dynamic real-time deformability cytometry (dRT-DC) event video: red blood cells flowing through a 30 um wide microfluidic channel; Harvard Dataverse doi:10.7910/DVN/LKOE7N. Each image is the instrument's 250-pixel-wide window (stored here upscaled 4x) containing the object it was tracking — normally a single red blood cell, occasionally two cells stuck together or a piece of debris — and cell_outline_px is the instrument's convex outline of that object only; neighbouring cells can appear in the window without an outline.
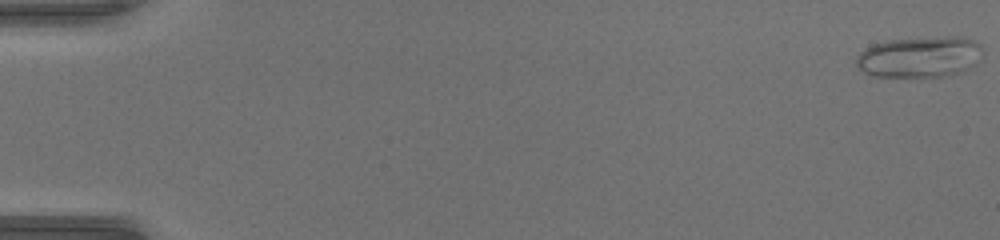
{"species": "common noctule bat (a hibernating species)", "species_latin": "Nyctalus noctula", "temperature_condition": "warm", "stored_images_in_passage": 51, "camera_frame_rate_fps": 3000, "um_per_image_px": 0.085, "animal": {"sex": "female", "body_mass_g": 17.0, "forearm_length_mm": 48.0}, "frame": {"image": 1, "passage_image": 1, "time_ms": 0.0, "image_size_px": [1000, 240], "cell_outline_px": [[984, 56], [976, 64], [964, 72], [944, 76], [872, 76], [864, 72], [856, 64], [856, 56], [864, 48], [872, 44], [884, 40], [948, 36], [964, 36], [980, 44], [984, 52]], "centroid_in_image_um": [78.22, 4.82], "position_along_channel_um": 6.8, "area_um2": 30.75}}
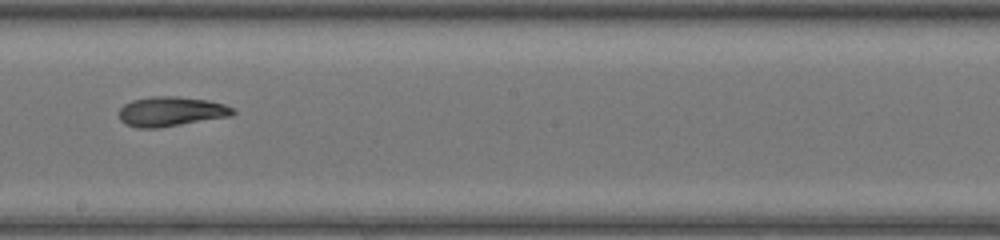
{"frame": {"image": 2, "passage_image": 30, "time_ms": 9.667, "image_size_px": [1000, 240], "cell_outline_px": [[236, 112], [232, 116], [160, 128], [136, 128], [124, 124], [120, 120], [120, 108], [124, 104], [132, 100], [152, 96], [176, 96], [208, 100], [224, 104], [236, 108]], "centroid_in_image_um": [14.56, 9.48], "position_along_channel_um": 233.6, "area_um2": 20.0}}
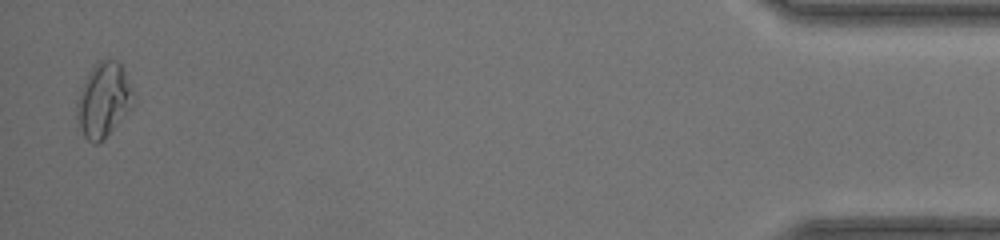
{"frame": {"image": 3, "passage_image": 50, "time_ms": 16.333, "image_size_px": [1000, 240], "cell_outline_px": [[136, 96], [132, 108], [104, 140], [96, 144], [92, 144], [84, 136], [80, 128], [76, 116], [76, 104], [80, 88], [92, 68], [100, 60], [116, 60], [120, 64]], "centroid_in_image_um": [8.81, 8.54], "position_along_channel_um": 426.4, "area_um2": 24.62}, "authors_computed_cell_mechanics": {"area_um2": 20.6346, "velocity_mm_per_s": 4.1858, "shape_relaxation_time_tau1_ms": null, "shape_relaxation_time_tau2_ms": 4.6168, "deformation_change_tau1": null, "deformation_change_tau2": 0.099}}